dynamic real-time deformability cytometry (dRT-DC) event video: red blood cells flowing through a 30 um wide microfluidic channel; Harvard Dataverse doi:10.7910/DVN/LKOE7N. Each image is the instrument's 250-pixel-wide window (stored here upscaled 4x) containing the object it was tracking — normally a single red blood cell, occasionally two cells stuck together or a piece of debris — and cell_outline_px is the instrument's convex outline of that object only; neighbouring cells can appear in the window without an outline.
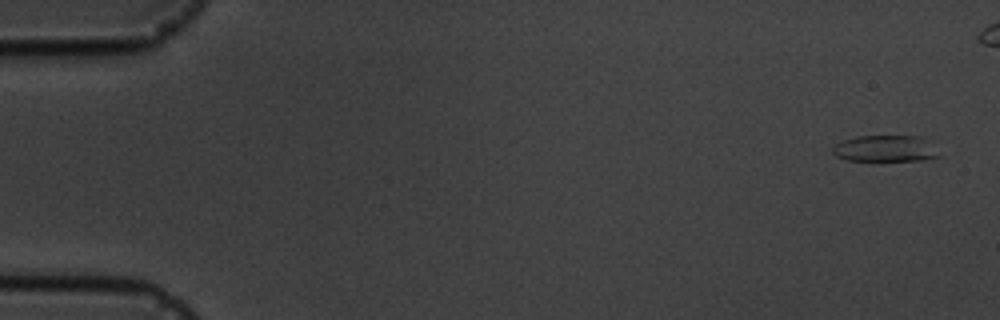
{"species": "common noctule bat (a hibernating species)", "species_latin": "Nyctalus noctula", "temperature_condition": "cold", "stored_images_in_passage": 6, "camera_frame_rate_fps": 3000, "um_per_image_px": 0.085, "animal": {"sex": "male", "body_mass_g": 19.5, "forearm_length_mm": 54.6}, "frame": {"image": 1, "passage_image": 1, "time_ms": 0.0, "image_size_px": [1000, 320], "cell_outline_px": [[940, 156], [924, 160], [872, 164], [848, 160], [836, 156], [832, 152], [832, 148], [836, 144], [844, 140], [856, 136], [924, 136], [936, 140]], "centroid_in_image_um": [75.37, 12.67], "position_along_channel_um": 9.6, "area_um2": 17.92}}